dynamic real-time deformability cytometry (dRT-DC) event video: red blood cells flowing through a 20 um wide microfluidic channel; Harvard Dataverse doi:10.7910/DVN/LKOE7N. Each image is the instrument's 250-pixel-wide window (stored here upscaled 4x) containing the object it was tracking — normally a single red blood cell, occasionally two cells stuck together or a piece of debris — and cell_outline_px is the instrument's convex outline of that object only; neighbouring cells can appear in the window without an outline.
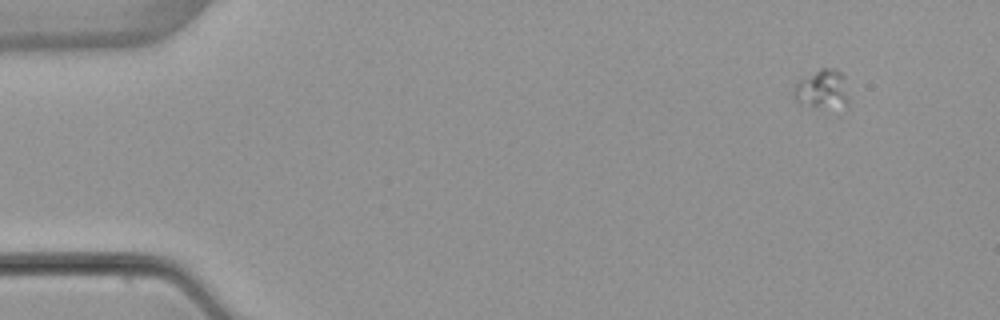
{"species": "common noctule bat (a hibernating species)", "species_latin": "Nyctalus noctula", "temperature_condition": "warm", "stored_images_in_passage": 5, "camera_frame_rate_fps": 3000, "um_per_image_px": 0.085, "animal": {"sex": "female", "body_mass_g": 22.7, "forearm_length_mm": 54.2}, "frame": {"image": 1, "passage_image": 1, "time_ms": 0.0, "image_size_px": [1000, 320], "cell_outline_px": [[848, 108], [812, 104], [796, 100], [792, 96], [792, 92], [796, 84], [800, 80], [820, 68], [836, 68], [844, 76], [848, 100]], "centroid_in_image_um": [69.93, 7.54], "position_along_channel_um": 15.1, "area_um2": 12.02}}
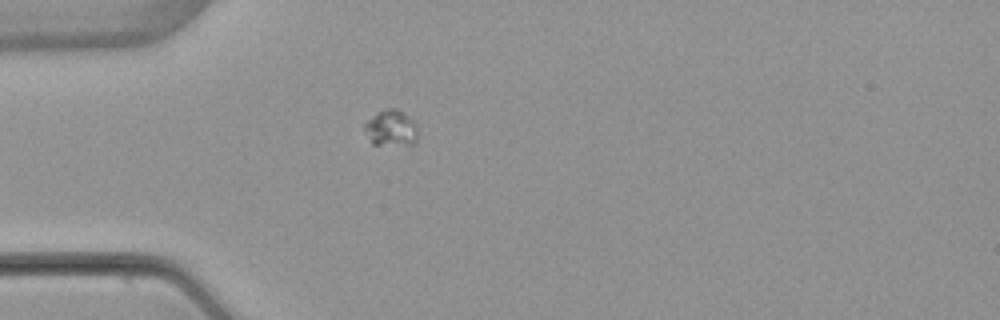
{"frame": {"image": 2, "passage_image": 4, "time_ms": 3.667, "image_size_px": [1000, 320], "cell_outline_px": [[416, 144], [372, 144], [364, 128], [364, 124], [376, 112], [388, 108], [396, 108], [412, 120], [416, 124]], "centroid_in_image_um": [33.22, 10.88], "position_along_channel_um": 51.8, "area_um2": 10.92}}